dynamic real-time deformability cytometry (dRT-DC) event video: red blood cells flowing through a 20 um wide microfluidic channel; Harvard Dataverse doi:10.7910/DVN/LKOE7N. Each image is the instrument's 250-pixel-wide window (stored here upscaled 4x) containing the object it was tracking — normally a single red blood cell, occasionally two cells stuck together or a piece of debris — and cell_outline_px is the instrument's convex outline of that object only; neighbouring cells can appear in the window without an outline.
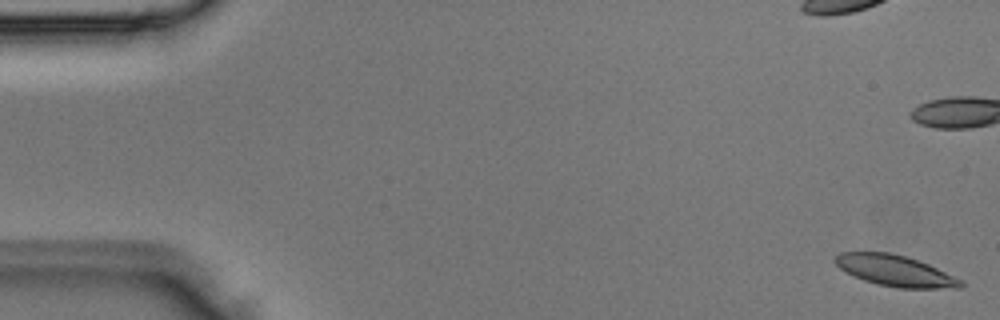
{"species": "Egyptian fruit bat (a non-hibernating species)", "species_latin": "Rousettus aegyptiacus", "temperature_condition": "room temperature", "stored_images_in_passage": 4, "camera_frame_rate_fps": 3000, "um_per_image_px": 0.085, "animal": {"sex": "male"}, "frame": {"image": 1, "passage_image": 1, "time_ms": 0.0, "image_size_px": [1000, 320], "cell_outline_px": [[964, 284], [960, 288], [896, 288], [864, 280], [840, 268], [832, 260], [840, 252], [888, 252], [904, 256], [928, 264], [964, 280]], "centroid_in_image_um": [76.12, 23.01], "position_along_channel_um": 8.9, "area_um2": 22.48}}